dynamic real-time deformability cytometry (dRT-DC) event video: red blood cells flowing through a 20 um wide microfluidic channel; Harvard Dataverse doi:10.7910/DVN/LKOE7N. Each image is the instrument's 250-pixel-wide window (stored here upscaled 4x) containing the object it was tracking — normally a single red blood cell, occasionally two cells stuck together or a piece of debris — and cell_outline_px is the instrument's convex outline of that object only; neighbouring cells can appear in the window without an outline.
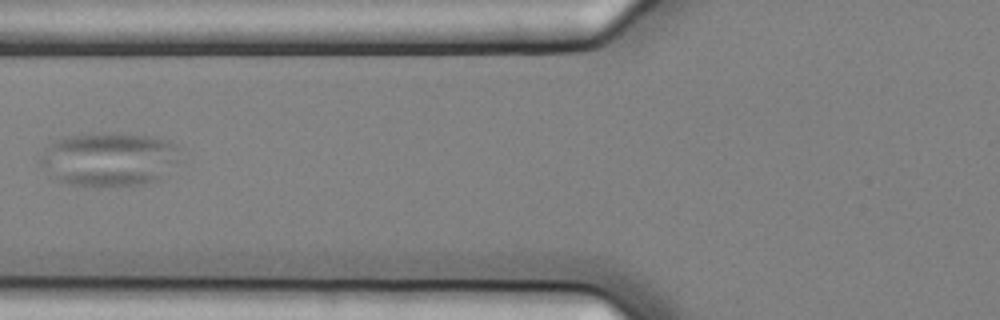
{"species": "common noctule bat (a hibernating species)", "species_latin": "Nyctalus noctula", "temperature_condition": "cold", "stored_images_in_passage": 2, "camera_frame_rate_fps": 3000, "um_per_image_px": 0.085, "animal": {"sex": "female", "body_mass_g": 25.1}, "frame": {"image": 1, "passage_image": 2, "time_ms": 0.333, "image_size_px": [1000, 320], "cell_outline_px": [[188, 152], [180, 160], [156, 180], [144, 184], [100, 188], [96, 188], [68, 184], [56, 180], [48, 176], [40, 164], [40, 152], [48, 144], [64, 136], [112, 132], [148, 136], [168, 140], [176, 144]], "centroid_in_image_um": [9.28, 13.54], "position_along_channel_um": 116.5, "area_um2": 45.32}}